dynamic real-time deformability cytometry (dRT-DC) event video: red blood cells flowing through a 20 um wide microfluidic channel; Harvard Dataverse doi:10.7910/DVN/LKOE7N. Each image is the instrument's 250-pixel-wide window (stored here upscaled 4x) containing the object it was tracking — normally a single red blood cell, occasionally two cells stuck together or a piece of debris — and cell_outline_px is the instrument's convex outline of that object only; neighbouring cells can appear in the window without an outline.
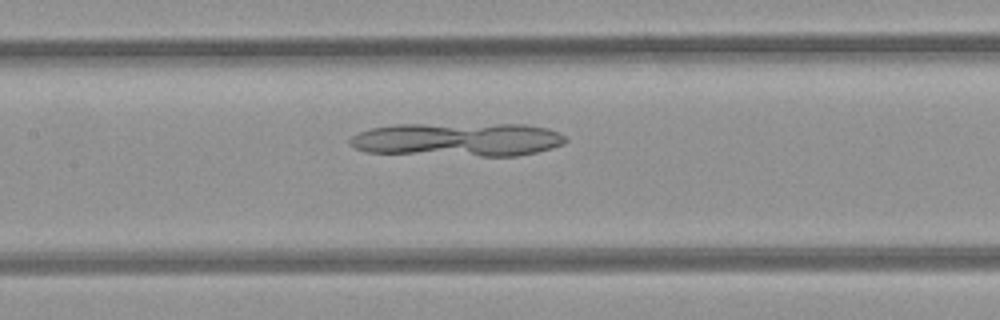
{"species": "common noctule bat (a hibernating species)", "species_latin": "Nyctalus noctula", "temperature_condition": "room temperature", "stored_images_in_passage": 37, "camera_frame_rate_fps": 3000, "um_per_image_px": 0.085, "animal": {"sex": "female", "body_mass_g": 21.9}, "frame": {"image": 1, "passage_image": 20, "time_ms": 6.333, "image_size_px": [1000, 320], "cell_outline_px": [[568, 140], [564, 144], [552, 148], [536, 152], [516, 156], [480, 156], [364, 152], [348, 144], [348, 140], [352, 136], [360, 132], [372, 128], [392, 124], [524, 124], [548, 128], [560, 132]], "centroid_in_image_um": [38.93, 11.86], "position_along_channel_um": 168.5, "area_um2": 42.66}}
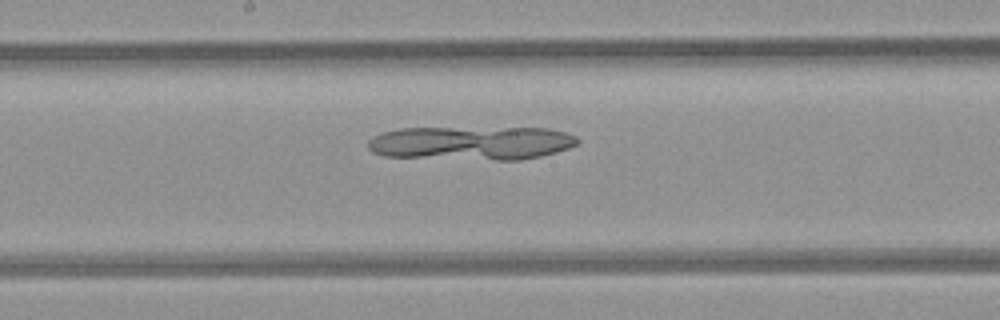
{"frame": {"image": 2, "passage_image": 23, "time_ms": 7.333, "image_size_px": [1000, 320], "cell_outline_px": [[580, 144], [556, 152], [540, 156], [520, 160], [496, 160], [384, 156], [372, 152], [368, 148], [368, 140], [372, 136], [384, 132], [400, 128], [548, 128], [564, 132], [576, 136], [580, 140]], "centroid_in_image_um": [40.08, 12.16], "position_along_channel_um": 208.1, "area_um2": 41.44}}
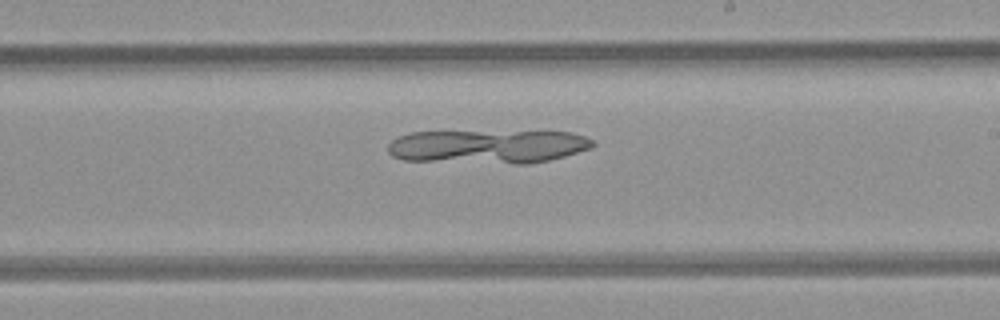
{"frame": {"image": 3, "passage_image": 26, "time_ms": 8.333, "image_size_px": [1000, 320], "cell_outline_px": [[596, 144], [592, 148], [564, 156], [548, 160], [528, 164], [516, 164], [404, 160], [392, 156], [388, 152], [388, 144], [396, 136], [412, 132], [572, 132], [584, 136], [592, 140]], "centroid_in_image_um": [41.45, 12.46], "position_along_channel_um": 247.5, "area_um2": 40.23}}